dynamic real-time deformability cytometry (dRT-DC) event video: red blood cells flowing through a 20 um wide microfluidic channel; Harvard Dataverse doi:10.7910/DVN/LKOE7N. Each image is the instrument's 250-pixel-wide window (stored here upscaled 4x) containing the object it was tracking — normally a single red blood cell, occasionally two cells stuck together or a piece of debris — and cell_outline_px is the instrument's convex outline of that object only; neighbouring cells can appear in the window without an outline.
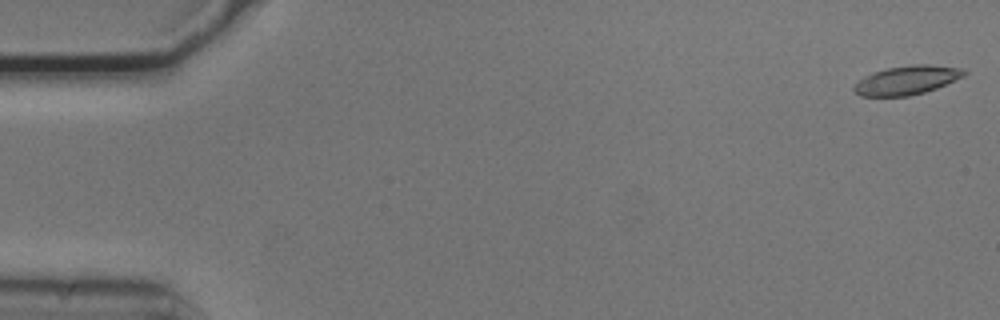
{"species": "common noctule bat (a hibernating species)", "species_latin": "Nyctalus noctula", "temperature_condition": "cold", "stored_images_in_passage": 54, "camera_frame_rate_fps": 3000, "um_per_image_px": 0.085, "animal": {"sex": "male", "body_mass_g": 20.5, "forearm_length_mm": 52.5}, "frame": {"image": 1, "passage_image": 1, "time_ms": 0.0, "image_size_px": [1000, 320], "cell_outline_px": [[968, 72], [964, 76], [936, 88], [924, 92], [908, 96], [860, 96], [852, 88], [864, 76], [872, 72], [888, 68], [912, 64], [928, 64], [964, 68]], "centroid_in_image_um": [77.11, 6.8], "position_along_channel_um": 7.9, "area_um2": 18.5}}
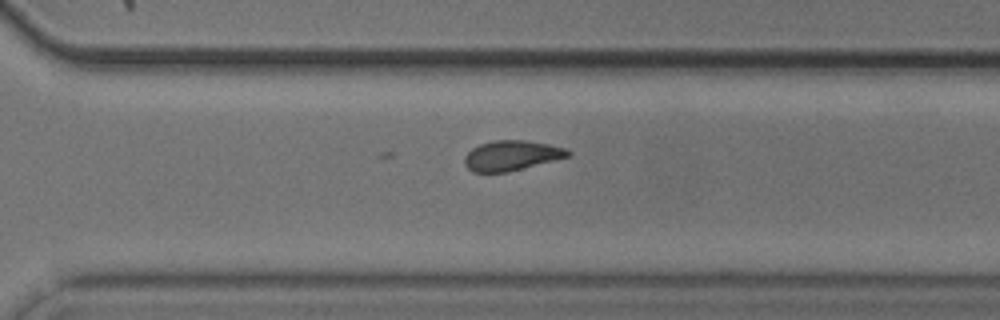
{"frame": {"image": 2, "passage_image": 38, "time_ms": 12.333, "image_size_px": [1000, 320], "cell_outline_px": [[572, 156], [508, 172], [472, 172], [464, 164], [464, 156], [472, 148], [480, 144], [496, 140], [524, 140], [548, 144], [568, 148], [572, 152]], "centroid_in_image_um": [43.52, 13.22], "position_along_channel_um": 327.1, "area_um2": 18.26}}
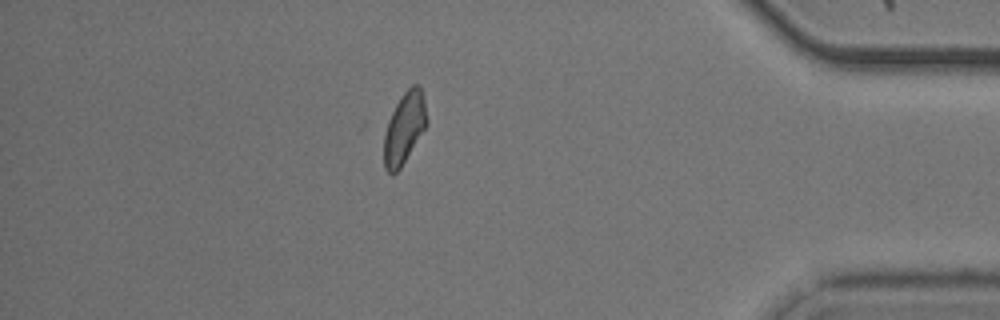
{"frame": {"image": 3, "passage_image": 47, "time_ms": 15.333, "image_size_px": [1000, 320], "cell_outline_px": [[428, 124], [400, 168], [392, 176], [384, 168], [384, 132], [388, 120], [400, 96], [412, 84], [420, 84], [424, 100], [428, 120]], "centroid_in_image_um": [34.37, 10.87], "position_along_channel_um": 400.8, "area_um2": 17.92}}